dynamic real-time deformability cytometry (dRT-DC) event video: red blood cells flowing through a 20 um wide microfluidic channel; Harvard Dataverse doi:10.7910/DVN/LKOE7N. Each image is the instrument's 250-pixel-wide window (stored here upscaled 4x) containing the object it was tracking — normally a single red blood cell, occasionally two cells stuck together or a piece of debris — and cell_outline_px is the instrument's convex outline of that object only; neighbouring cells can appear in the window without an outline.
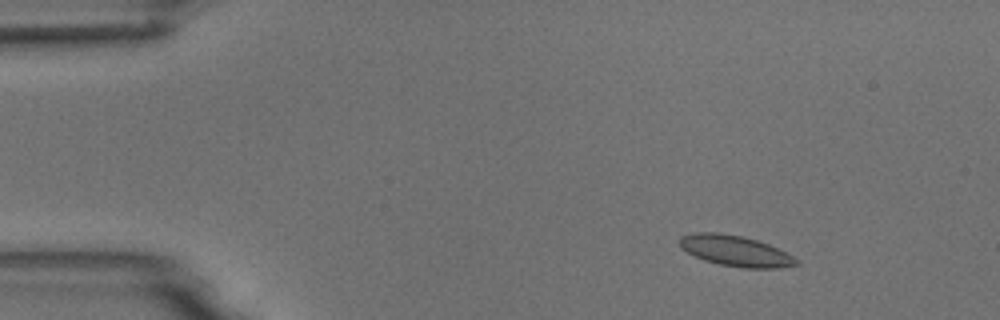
{"species": "common noctule bat (a hibernating species)", "species_latin": "Nyctalus noctula", "temperature_condition": "room temperature", "stored_images_in_passage": 9, "camera_frame_rate_fps": 3000, "um_per_image_px": 0.085, "animal": {"sex": "male", "body_mass_g": 18.8}, "frame": {"image": 1, "passage_image": 2, "time_ms": 2.0, "image_size_px": [1000, 320], "cell_outline_px": [[800, 264], [776, 268], [744, 268], [720, 264], [704, 260], [680, 248], [680, 236], [692, 232], [716, 232], [740, 236], [756, 240], [768, 244], [792, 256]], "centroid_in_image_um": [62.46, 21.32], "position_along_channel_um": 22.5, "area_um2": 20.58}}